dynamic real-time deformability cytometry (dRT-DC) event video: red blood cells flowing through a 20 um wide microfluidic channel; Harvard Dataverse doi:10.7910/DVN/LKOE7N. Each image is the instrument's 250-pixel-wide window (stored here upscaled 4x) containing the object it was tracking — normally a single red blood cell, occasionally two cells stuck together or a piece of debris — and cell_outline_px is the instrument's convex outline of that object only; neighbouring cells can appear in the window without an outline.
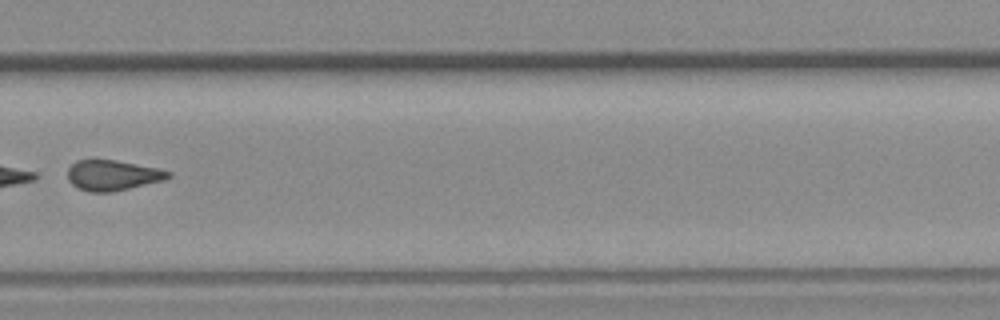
{"species": "common noctule bat (a hibernating species)", "species_latin": "Nyctalus noctula", "temperature_condition": "room temperature", "stored_images_in_passage": 10, "camera_frame_rate_fps": 3000, "um_per_image_px": 0.085, "animal": {"sex": "female", "body_mass_g": 19.3, "forearm_length_mm": 54.1}, "frame": {"image": 1, "passage_image": 10, "time_ms": 10.667, "image_size_px": [1000, 320], "cell_outline_px": [[172, 176], [164, 180], [112, 192], [88, 192], [76, 188], [68, 180], [68, 168], [76, 160], [116, 160], [156, 168], [172, 172]], "centroid_in_image_um": [9.55, 14.91], "position_along_channel_um": 320.2, "area_um2": 17.8}}